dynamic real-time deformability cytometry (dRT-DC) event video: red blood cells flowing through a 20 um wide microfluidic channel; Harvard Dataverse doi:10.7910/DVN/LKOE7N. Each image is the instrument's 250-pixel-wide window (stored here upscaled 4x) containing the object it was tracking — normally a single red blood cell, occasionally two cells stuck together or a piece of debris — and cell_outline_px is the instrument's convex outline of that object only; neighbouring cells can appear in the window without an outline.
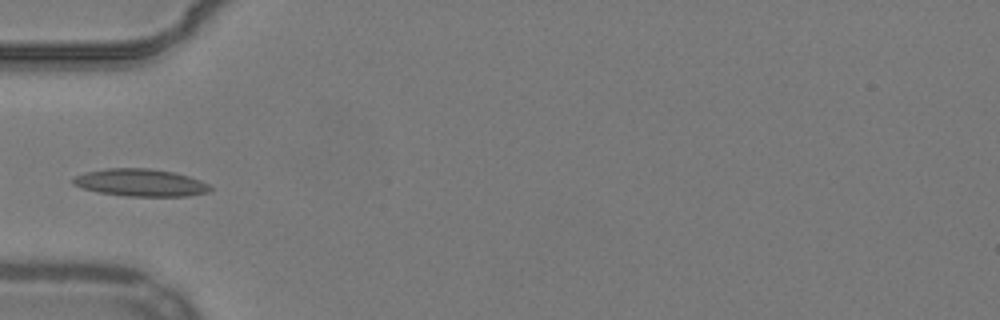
{"species": "common noctule bat (a hibernating species)", "species_latin": "Nyctalus noctula", "temperature_condition": "warm", "stored_images_in_passage": 3, "camera_frame_rate_fps": 3000, "um_per_image_px": 0.085, "animal": {"sex": "male", "body_mass_g": 19.2, "forearm_length_mm": 51.8}, "frame": {"image": 1, "passage_image": 1, "time_ms": 0.0, "image_size_px": [1000, 320], "cell_outline_px": [[212, 188], [208, 192], [188, 196], [124, 196], [100, 192], [80, 188], [72, 184], [72, 180], [76, 176], [84, 172], [108, 168], [148, 168], [172, 172], [188, 176], [200, 180], [208, 184]], "centroid_in_image_um": [11.91, 15.52], "position_along_channel_um": 73.1, "area_um2": 21.85}}